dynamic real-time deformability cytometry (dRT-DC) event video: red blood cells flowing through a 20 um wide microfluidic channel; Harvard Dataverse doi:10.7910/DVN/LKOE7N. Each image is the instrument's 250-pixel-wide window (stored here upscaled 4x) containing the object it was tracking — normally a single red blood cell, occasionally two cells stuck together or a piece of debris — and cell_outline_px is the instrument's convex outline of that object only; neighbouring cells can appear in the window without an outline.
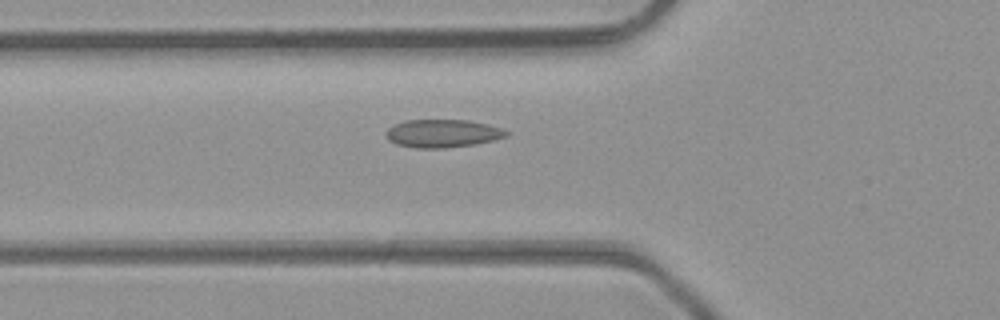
{"species": "common noctule bat (a hibernating species)", "species_latin": "Nyctalus noctula", "temperature_condition": "room temperature", "stored_images_in_passage": 48, "camera_frame_rate_fps": 3000, "um_per_image_px": 0.085, "animal": {"sex": "male", "body_mass_g": 23.1, "forearm_length_mm": 52.7}, "frame": {"image": 1, "passage_image": 18, "time_ms": 5.667, "image_size_px": [1000, 320], "cell_outline_px": [[508, 132], [504, 136], [492, 140], [476, 144], [444, 148], [416, 148], [396, 144], [388, 140], [388, 128], [396, 124], [408, 120], [468, 120], [488, 124], [500, 128]], "centroid_in_image_um": [37.61, 11.34], "position_along_channel_um": 88.2, "area_um2": 19.31}}
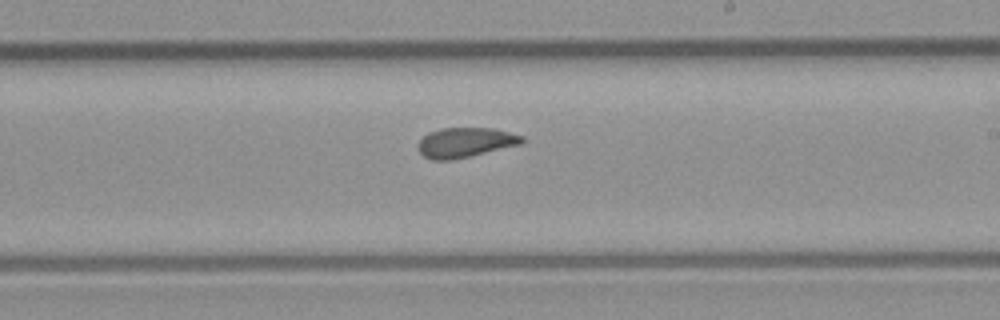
{"frame": {"image": 2, "passage_image": 29, "time_ms": 9.333, "image_size_px": [1000, 320], "cell_outline_px": [[528, 140], [520, 144], [452, 160], [432, 160], [424, 156], [416, 148], [416, 144], [428, 132], [440, 128], [492, 128], [524, 136]], "centroid_in_image_um": [39.52, 12.1], "position_along_channel_um": 249.5, "area_um2": 18.09}}
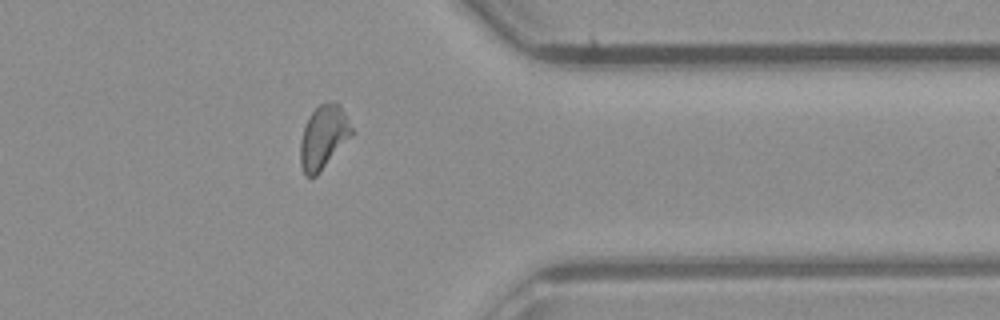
{"frame": {"image": 3, "passage_image": 39, "time_ms": 12.667, "image_size_px": [1000, 320], "cell_outline_px": [[356, 132], [320, 172], [316, 176], [308, 176], [304, 172], [300, 164], [300, 140], [308, 116], [320, 104], [332, 100], [336, 100], [340, 104]], "centroid_in_image_um": [27.53, 11.61], "position_along_channel_um": 383.9, "area_um2": 19.36}, "authors_computed_cell_mechanics": {"area_um2": 18.8139, "velocity_mm_per_s": 4.3744, "shape_relaxation_time_tau1_ms": null, "shape_relaxation_time_tau2_ms": 1.4489, "deformation_change_tau1": null, "deformation_change_tau2": 0.0861}}